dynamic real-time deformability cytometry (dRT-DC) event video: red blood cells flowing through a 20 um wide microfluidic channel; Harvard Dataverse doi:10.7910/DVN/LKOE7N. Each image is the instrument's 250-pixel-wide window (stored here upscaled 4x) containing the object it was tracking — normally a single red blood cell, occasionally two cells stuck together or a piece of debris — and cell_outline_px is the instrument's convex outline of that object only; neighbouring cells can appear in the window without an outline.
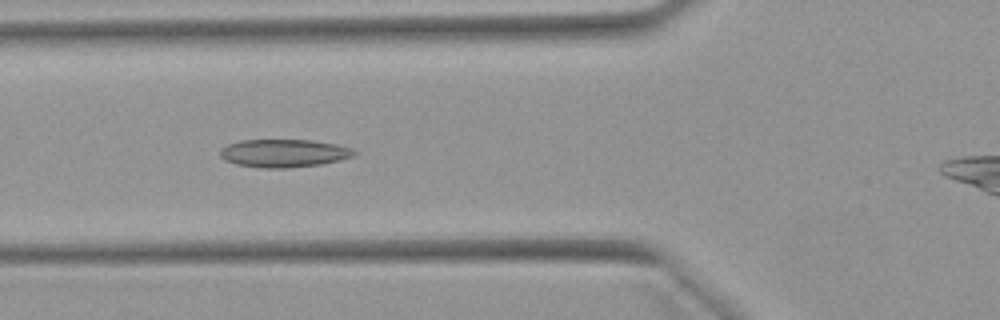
{"species": "Egyptian fruit bat (a non-hibernating species)", "species_latin": "Rousettus aegyptiacus", "temperature_condition": "warm", "stored_images_in_passage": 41, "camera_frame_rate_fps": 3000, "um_per_image_px": 0.085, "animal": {"sex": "female"}, "frame": {"image": 1, "passage_image": 14, "time_ms": 4.333, "image_size_px": [1000, 320], "cell_outline_px": [[356, 152], [352, 156], [340, 160], [320, 164], [284, 168], [264, 168], [236, 164], [224, 160], [220, 156], [220, 148], [228, 144], [240, 140], [312, 140], [336, 144], [352, 148]], "centroid_in_image_um": [24.1, 13.01], "position_along_channel_um": 101.7, "area_um2": 21.79}}
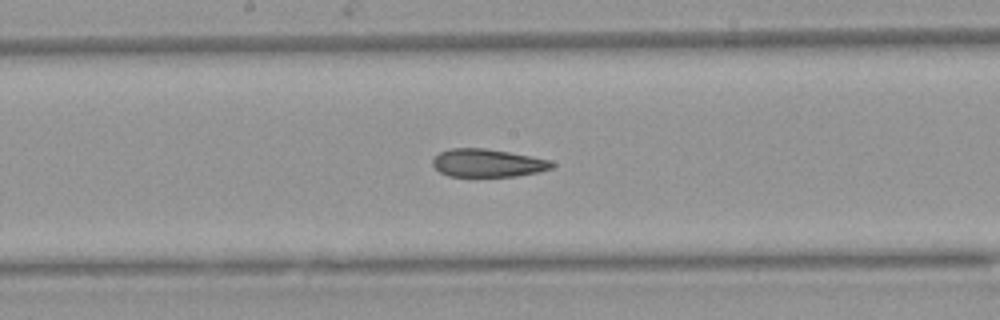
{"frame": {"image": 2, "passage_image": 22, "time_ms": 7.0, "image_size_px": [1000, 320], "cell_outline_px": [[556, 164], [552, 168], [536, 172], [516, 176], [448, 176], [440, 172], [432, 164], [432, 160], [440, 152], [452, 148], [484, 148], [508, 152], [548, 160]], "centroid_in_image_um": [41.41, 13.86], "position_along_channel_um": 206.8, "area_um2": 19.13}}
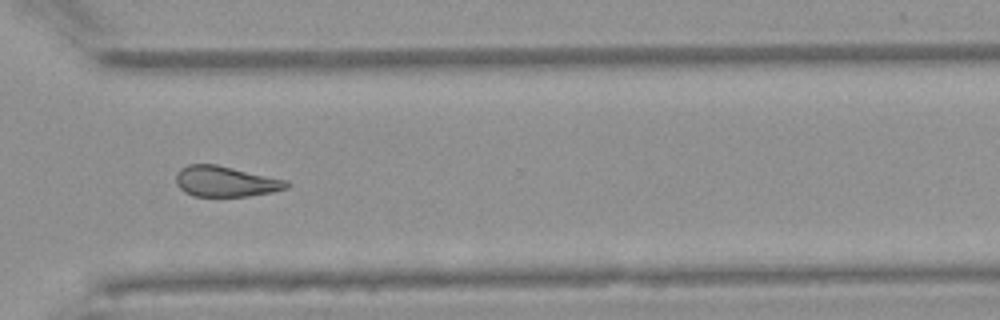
{"frame": {"image": 3, "passage_image": 33, "time_ms": 10.667, "image_size_px": [1000, 320], "cell_outline_px": [[292, 184], [288, 188], [272, 192], [248, 196], [192, 196], [184, 192], [176, 184], [176, 172], [180, 168], [188, 164], [216, 164], [288, 180]], "centroid_in_image_um": [19.18, 15.42], "position_along_channel_um": 351.4, "area_um2": 19.94}, "authors_computed_cell_mechanics": {"area_um2": 20.519, "velocity_mm_per_s": 3.9429, "shape_relaxation_time_tau1_ms": null, "shape_relaxation_time_tau2_ms": 4.5743, "deformation_change_tau1": null, "deformation_change_tau2": 0.1317}}